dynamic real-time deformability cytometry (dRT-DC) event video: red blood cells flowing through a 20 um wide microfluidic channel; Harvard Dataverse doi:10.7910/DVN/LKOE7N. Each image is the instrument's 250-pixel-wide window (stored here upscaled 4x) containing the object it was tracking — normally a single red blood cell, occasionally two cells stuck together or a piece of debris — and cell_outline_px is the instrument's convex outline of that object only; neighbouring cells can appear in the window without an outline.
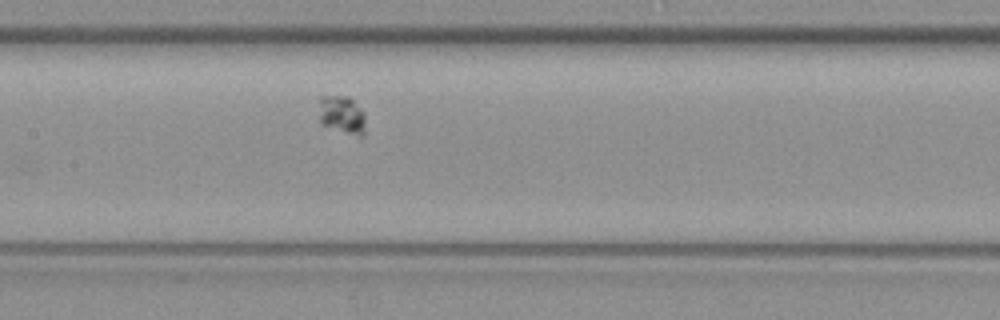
{"species": "common noctule bat (a hibernating species)", "species_latin": "Nyctalus noctula", "temperature_condition": "warm", "stored_images_in_passage": 8, "camera_frame_rate_fps": 3000, "um_per_image_px": 0.085, "animal": {"sex": "female", "body_mass_g": 19.3, "forearm_length_mm": 54.1}, "frame": {"image": 1, "passage_image": 8, "time_ms": 2.333, "image_size_px": [1000, 320], "cell_outline_px": [[364, 136], [360, 136], [320, 124], [320, 96], [348, 96], [364, 112]], "centroid_in_image_um": [29.07, 9.74], "position_along_channel_um": 178.3, "area_um2": 10.06}}